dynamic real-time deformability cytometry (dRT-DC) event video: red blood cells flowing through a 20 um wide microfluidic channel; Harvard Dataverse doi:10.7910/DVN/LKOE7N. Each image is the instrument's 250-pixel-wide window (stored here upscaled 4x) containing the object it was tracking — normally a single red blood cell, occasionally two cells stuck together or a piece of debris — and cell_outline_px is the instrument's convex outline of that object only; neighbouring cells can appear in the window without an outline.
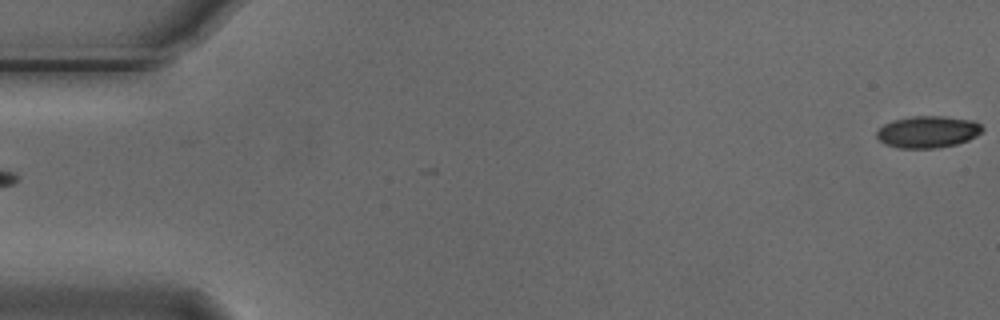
{"species": "Egyptian fruit bat (a non-hibernating species)", "species_latin": "Rousettus aegyptiacus", "temperature_condition": "cold", "stored_images_in_passage": 4, "segment_of_instrument_passage": [2, 2], "camera_frame_rate_fps": 3000, "um_per_image_px": 0.085, "animal": {"sex": "male"}, "frame": {"image": 1, "passage_image": 4, "time_ms": 1.0, "image_size_px": [1000, 320], "cell_outline_px": [[984, 128], [976, 136], [968, 140], [956, 144], [936, 148], [896, 148], [884, 144], [876, 136], [876, 132], [884, 124], [892, 120], [912, 116], [944, 116], [976, 120]], "centroid_in_image_um": [78.86, 11.2], "position_along_channel_um": 6.1, "area_um2": 19.77}}